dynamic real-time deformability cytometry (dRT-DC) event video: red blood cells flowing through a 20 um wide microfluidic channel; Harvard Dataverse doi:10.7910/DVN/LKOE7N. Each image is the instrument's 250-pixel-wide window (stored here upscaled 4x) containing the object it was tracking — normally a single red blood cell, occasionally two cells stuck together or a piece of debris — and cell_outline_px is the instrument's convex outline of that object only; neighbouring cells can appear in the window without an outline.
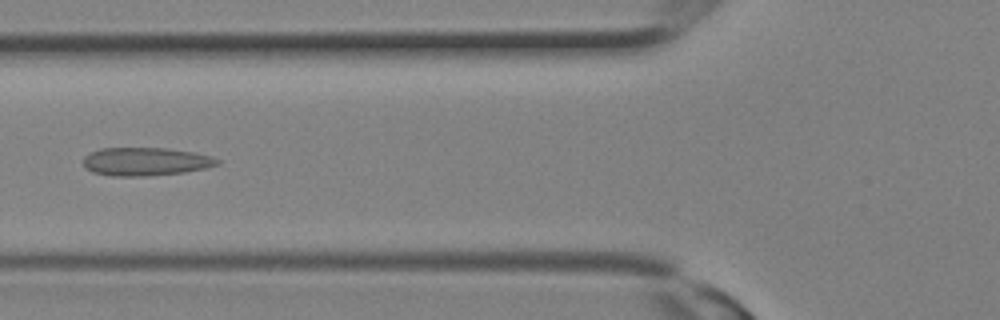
{"species": "Egyptian fruit bat (a non-hibernating species)", "species_latin": "Rousettus aegyptiacus", "temperature_condition": "room temperature", "stored_images_in_passage": 20, "camera_frame_rate_fps": 3000, "um_per_image_px": 0.085, "animal": {"sex": "female"}, "frame": {"image": 1, "passage_image": 10, "time_ms": 3.0, "image_size_px": [1000, 320], "cell_outline_px": [[220, 164], [204, 168], [184, 172], [144, 176], [112, 176], [92, 172], [84, 164], [84, 156], [100, 148], [168, 148], [196, 152], [212, 156], [220, 160]], "centroid_in_image_um": [12.41, 13.72], "position_along_channel_um": 113.4, "area_um2": 22.02}}
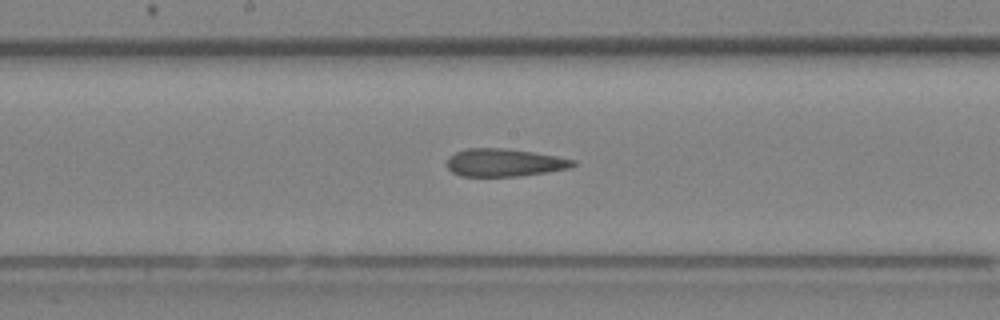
{"frame": {"image": 2, "passage_image": 14, "time_ms": 4.333, "image_size_px": [1000, 320], "cell_outline_px": [[576, 164], [572, 168], [520, 176], [460, 176], [452, 172], [448, 168], [448, 156], [456, 152], [468, 148], [500, 148], [532, 152], [556, 156], [576, 160]], "centroid_in_image_um": [42.88, 13.82], "position_along_channel_um": 205.3, "area_um2": 20.35}}
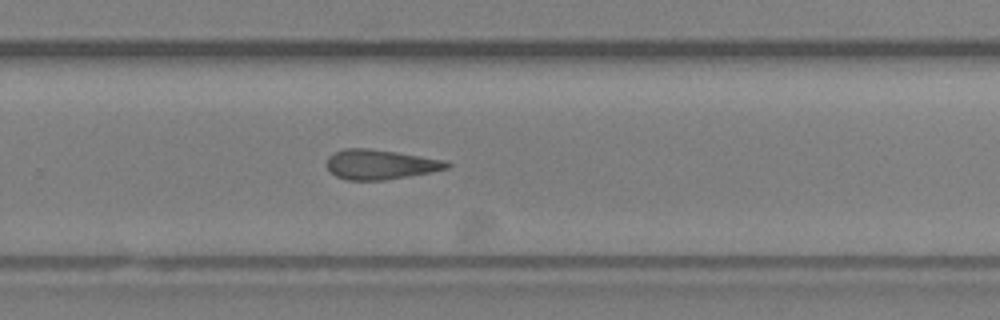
{"frame": {"image": 3, "passage_image": 18, "time_ms": 5.667, "image_size_px": [1000, 320], "cell_outline_px": [[452, 164], [448, 168], [428, 172], [384, 180], [348, 180], [336, 176], [328, 168], [328, 156], [332, 152], [344, 148], [368, 148], [396, 152], [420, 156], [440, 160]], "centroid_in_image_um": [32.26, 13.97], "position_along_channel_um": 297.5, "area_um2": 20.46}}